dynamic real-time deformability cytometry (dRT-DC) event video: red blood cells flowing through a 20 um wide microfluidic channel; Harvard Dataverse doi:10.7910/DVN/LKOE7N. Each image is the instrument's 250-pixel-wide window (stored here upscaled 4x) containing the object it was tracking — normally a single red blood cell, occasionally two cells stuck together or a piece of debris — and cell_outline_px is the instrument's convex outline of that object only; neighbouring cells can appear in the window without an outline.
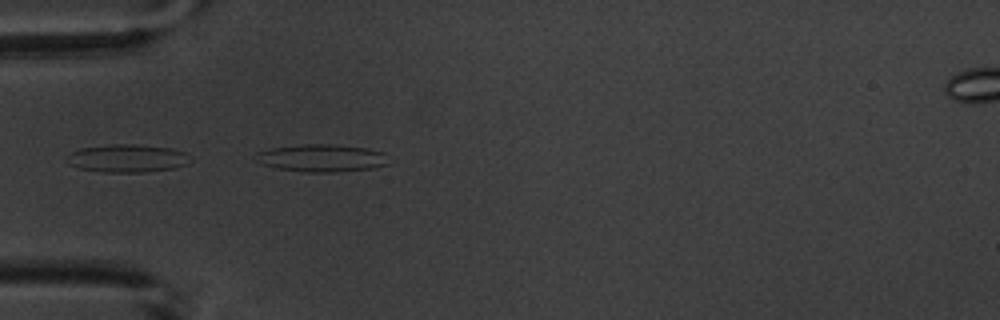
{"species": "common noctule bat (a hibernating species)", "species_latin": "Nyctalus noctula", "temperature_condition": "warm", "stored_images_in_passage": 3, "segment_of_instrument_passage": [1, 2], "camera_frame_rate_fps": 3000, "um_per_image_px": 0.085, "animal": {"sex": "male", "body_mass_g": 20.1, "forearm_length_mm": 53.5}, "frame": {"image": 1, "passage_image": 2, "time_ms": 1.0, "image_size_px": [1000, 320], "cell_outline_px": [[388, 164], [372, 168], [332, 172], [304, 172], [276, 168], [264, 164], [256, 152], [272, 148], [304, 144], [336, 144], [364, 148], [384, 152]], "centroid_in_image_um": [27.39, 13.43], "position_along_channel_um": 57.6, "area_um2": 20.87}}